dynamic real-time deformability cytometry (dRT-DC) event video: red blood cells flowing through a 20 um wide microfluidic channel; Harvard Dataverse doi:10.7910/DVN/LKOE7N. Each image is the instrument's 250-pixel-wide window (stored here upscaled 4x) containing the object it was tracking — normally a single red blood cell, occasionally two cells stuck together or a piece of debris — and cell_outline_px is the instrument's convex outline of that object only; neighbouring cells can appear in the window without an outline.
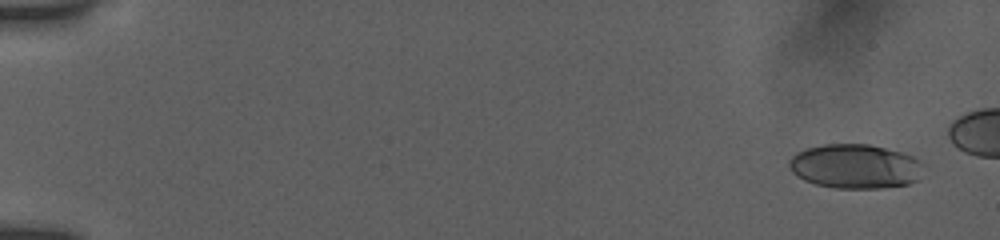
{"species": "human", "species_latin": "Homo sapiens", "temperature_condition": "room temperature", "stored_images_in_passage": 21, "camera_frame_rate_fps": 3000, "um_per_image_px": 0.085, "donor": {"sex": "female"}, "frame": {"image": 1, "passage_image": 2, "time_ms": 0.667, "image_size_px": [1000, 240], "cell_outline_px": [[928, 164], [916, 180], [908, 184], [880, 188], [836, 188], [816, 184], [804, 180], [796, 176], [788, 168], [788, 160], [796, 152], [808, 148], [824, 144], [868, 144], [900, 152], [912, 156]], "centroid_in_image_um": [72.7, 14.14], "position_along_channel_um": 12.3, "area_um2": 34.97}}
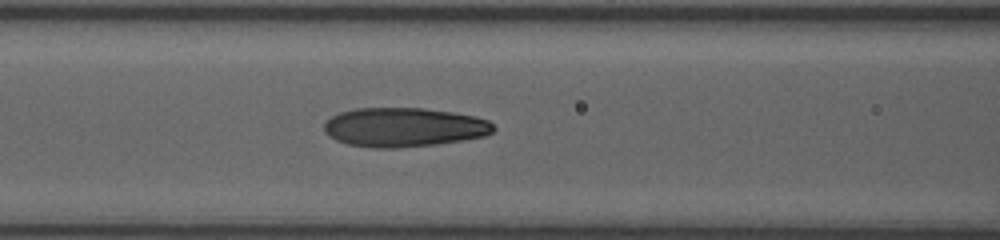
{"frame": {"image": 2, "passage_image": 15, "time_ms": 8.0, "image_size_px": [1000, 240], "cell_outline_px": [[496, 128], [492, 132], [484, 136], [436, 144], [396, 148], [372, 148], [348, 144], [336, 140], [328, 136], [324, 132], [324, 124], [332, 116], [340, 112], [356, 108], [424, 108], [452, 112], [476, 116], [488, 120]], "centroid_in_image_um": [34.32, 10.81], "position_along_channel_um": 132.3, "area_um2": 38.67}}
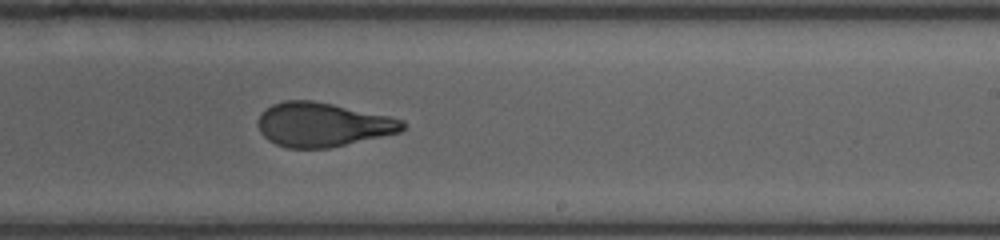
{"frame": {"image": 3, "passage_image": 21, "time_ms": 11.333, "image_size_px": [1000, 240], "cell_outline_px": [[408, 124], [400, 132], [328, 148], [284, 148], [268, 140], [260, 132], [256, 124], [260, 116], [272, 104], [284, 100], [312, 100], [332, 104], [388, 116], [404, 120]], "centroid_in_image_um": [27.41, 10.6], "position_along_channel_um": 261.6, "area_um2": 36.99}}